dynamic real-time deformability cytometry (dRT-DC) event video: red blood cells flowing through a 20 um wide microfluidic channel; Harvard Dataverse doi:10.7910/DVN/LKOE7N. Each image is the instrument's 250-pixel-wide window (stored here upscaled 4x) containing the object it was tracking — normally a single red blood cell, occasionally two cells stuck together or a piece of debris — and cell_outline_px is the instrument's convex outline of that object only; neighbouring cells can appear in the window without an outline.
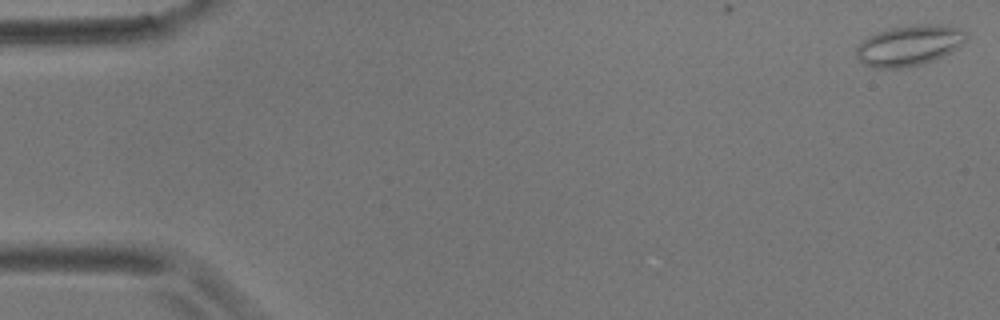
{"species": "common noctule bat (a hibernating species)", "species_latin": "Nyctalus noctula", "temperature_condition": "room temperature", "stored_images_in_passage": 6, "camera_frame_rate_fps": 3000, "um_per_image_px": 0.085, "animal": {"sex": "male", "body_mass_g": 17.9}, "frame": {"image": 1, "passage_image": 6, "time_ms": 6.0, "image_size_px": [1000, 320], "cell_outline_px": [[968, 40], [964, 44], [952, 52], [932, 60], [920, 64], [900, 68], [872, 68], [864, 64], [856, 56], [856, 48], [868, 36], [876, 32], [888, 28], [920, 24], [940, 24], [960, 28], [968, 36]], "centroid_in_image_um": [77.31, 3.85], "position_along_channel_um": 7.7, "area_um2": 26.13}}